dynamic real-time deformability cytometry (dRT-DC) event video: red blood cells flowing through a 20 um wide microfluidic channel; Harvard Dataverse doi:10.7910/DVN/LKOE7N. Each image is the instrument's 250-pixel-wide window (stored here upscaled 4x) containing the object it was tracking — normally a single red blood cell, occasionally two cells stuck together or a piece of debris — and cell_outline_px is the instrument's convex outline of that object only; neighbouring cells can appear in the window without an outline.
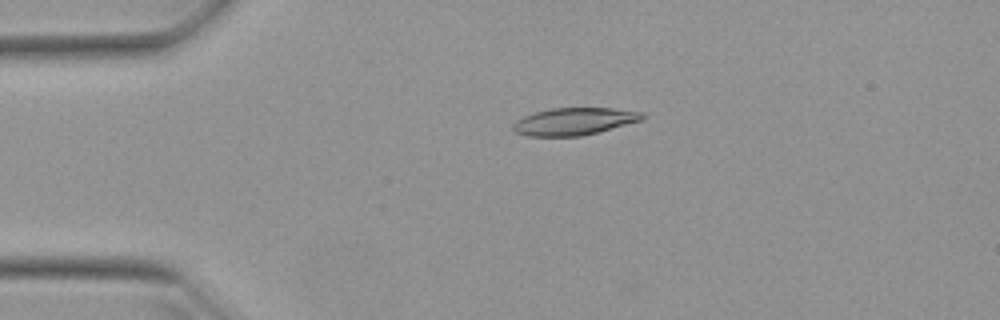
{"species": "Egyptian fruit bat (a non-hibernating species)", "species_latin": "Rousettus aegyptiacus", "temperature_condition": "warm", "stored_images_in_passage": 51, "camera_frame_rate_fps": 3000, "um_per_image_px": 0.085, "animal": {"sex": "female"}, "frame": {"image": 1, "passage_image": 11, "time_ms": 3.333, "image_size_px": [1000, 320], "cell_outline_px": [[648, 116], [644, 120], [580, 136], [528, 136], [516, 132], [512, 128], [512, 124], [516, 120], [532, 112], [552, 108], [612, 108], [644, 112]], "centroid_in_image_um": [48.83, 10.31], "position_along_channel_um": 36.2, "area_um2": 20.69}}
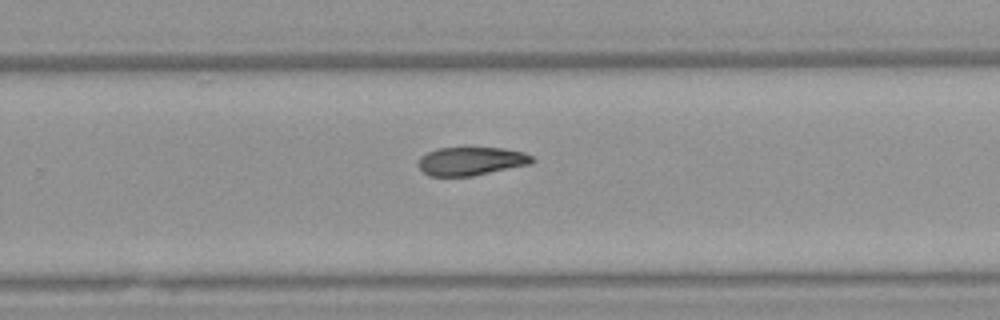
{"frame": {"image": 2, "passage_image": 33, "time_ms": 10.667, "image_size_px": [1000, 320], "cell_outline_px": [[536, 160], [532, 164], [472, 176], [428, 176], [420, 168], [420, 156], [428, 152], [440, 148], [464, 144], [504, 148], [524, 152], [532, 156]], "centroid_in_image_um": [40.09, 13.64], "position_along_channel_um": 289.7, "area_um2": 19.71}}
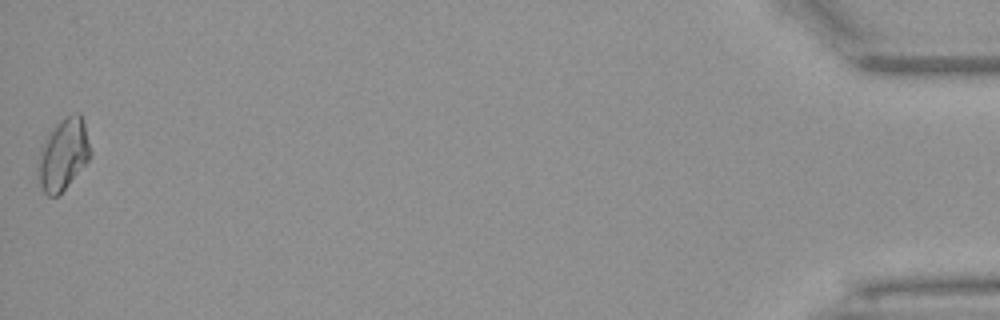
{"frame": {"image": 3, "passage_image": 51, "time_ms": 16.667, "image_size_px": [1000, 320], "cell_outline_px": [[92, 152], [88, 160], [68, 184], [56, 196], [48, 196], [44, 192], [40, 184], [40, 144], [48, 132], [60, 120], [76, 112], [80, 112], [84, 120]], "centroid_in_image_um": [5.41, 13.05], "position_along_channel_um": 429.8, "area_um2": 21.44}}